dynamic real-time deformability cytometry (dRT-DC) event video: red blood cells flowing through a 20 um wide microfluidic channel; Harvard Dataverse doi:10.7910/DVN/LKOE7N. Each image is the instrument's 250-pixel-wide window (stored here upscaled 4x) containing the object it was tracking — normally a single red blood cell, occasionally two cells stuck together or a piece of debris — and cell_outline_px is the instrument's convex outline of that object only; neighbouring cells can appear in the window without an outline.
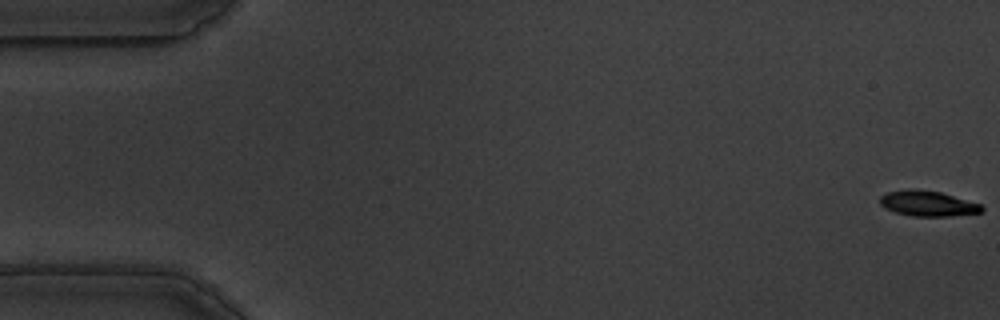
{"species": "common noctule bat (a hibernating species)", "species_latin": "Nyctalus noctula", "temperature_condition": "warm", "stored_images_in_passage": 58, "camera_frame_rate_fps": 3000, "um_per_image_px": 0.085, "animal": {"sex": "male", "body_mass_g": 19.5, "forearm_length_mm": 54.6}, "frame": {"image": 1, "passage_image": 1, "time_ms": 0.0, "image_size_px": [1000, 320], "cell_outline_px": [[984, 212], [948, 216], [912, 216], [896, 212], [884, 208], [880, 204], [880, 196], [888, 192], [908, 188], [912, 188], [940, 192], [980, 204], [984, 208]], "centroid_in_image_um": [78.84, 17.29], "position_along_channel_um": 6.2, "area_um2": 15.03}}
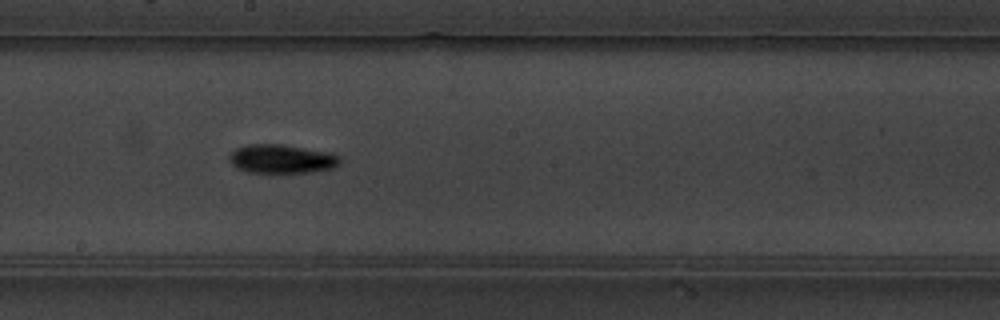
{"frame": {"image": 2, "passage_image": 32, "time_ms": 10.333, "image_size_px": [1000, 320], "cell_outline_px": [[340, 164], [328, 168], [308, 172], [248, 172], [232, 164], [228, 160], [228, 156], [236, 148], [248, 144], [280, 144], [332, 152], [340, 156]], "centroid_in_image_um": [23.94, 13.48], "position_along_channel_um": 224.3, "area_um2": 18.38}}
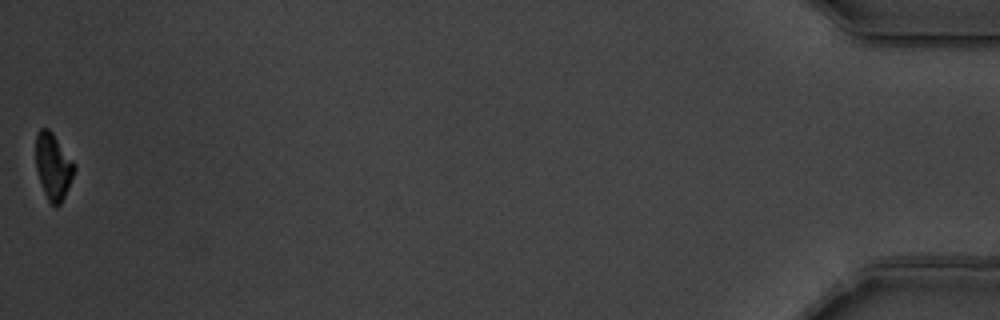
{"frame": {"image": 3, "passage_image": 58, "time_ms": 19.0, "image_size_px": [1000, 320], "cell_outline_px": [[76, 168], [68, 188], [60, 204], [56, 208], [48, 200], [44, 192], [36, 168], [36, 132], [40, 128], [48, 128], [52, 132], [76, 164]], "centroid_in_image_um": [4.53, 14.12], "position_along_channel_um": 430.7, "area_um2": 14.85}, "authors_computed_cell_mechanics": {"area_um2": 16.5886, "velocity_mm_per_s": 3.5236, "shape_relaxation_time_tau1_ms": 2.7058, "shape_relaxation_time_tau2_ms": null, "deformation_change_tau1": 0.1639, "deformation_change_tau2": null}}